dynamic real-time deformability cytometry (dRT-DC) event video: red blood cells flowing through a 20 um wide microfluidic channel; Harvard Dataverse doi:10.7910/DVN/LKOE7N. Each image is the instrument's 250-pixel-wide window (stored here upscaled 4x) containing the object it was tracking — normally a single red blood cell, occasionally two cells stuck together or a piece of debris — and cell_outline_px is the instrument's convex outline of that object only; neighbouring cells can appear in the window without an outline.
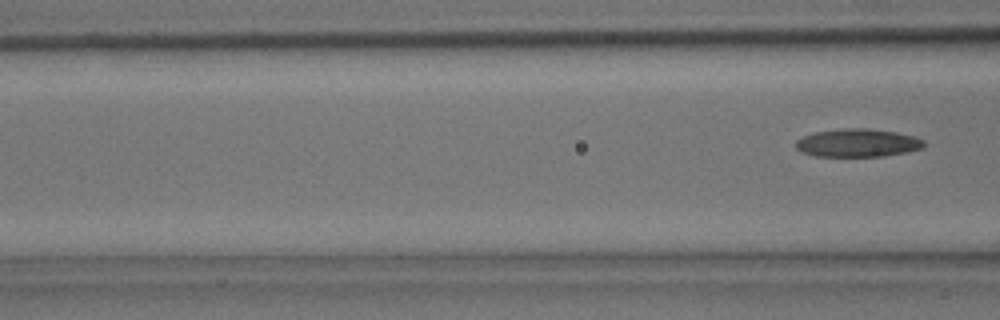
{"species": "common noctule bat (a hibernating species)", "species_latin": "Nyctalus noctula", "temperature_condition": "room temperature", "stored_images_in_passage": 5, "segment_of_instrument_passage": [2, 2], "camera_frame_rate_fps": 3000, "um_per_image_px": 0.085, "animal": {"sex": "male", "body_mass_g": 15.6}, "frame": {"image": 1, "passage_image": 5, "time_ms": 1.333, "image_size_px": [1000, 320], "cell_outline_px": [[924, 144], [920, 148], [908, 152], [884, 156], [816, 156], [800, 152], [796, 148], [796, 140], [804, 136], [816, 132], [840, 128], [868, 128], [896, 132], [912, 136], [924, 140]], "centroid_in_image_um": [72.87, 12.14], "position_along_channel_um": 93.7, "area_um2": 20.92}}